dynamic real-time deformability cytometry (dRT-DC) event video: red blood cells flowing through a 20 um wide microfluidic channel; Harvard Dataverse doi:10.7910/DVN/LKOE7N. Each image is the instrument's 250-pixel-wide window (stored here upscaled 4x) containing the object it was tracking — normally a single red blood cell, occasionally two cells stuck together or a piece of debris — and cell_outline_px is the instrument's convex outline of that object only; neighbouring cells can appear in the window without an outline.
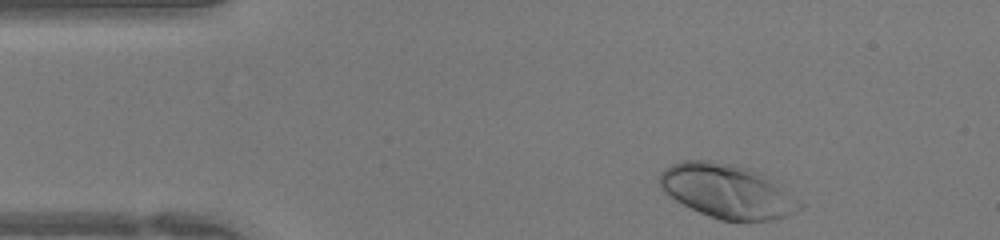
{"species": "human", "species_latin": "Homo sapiens", "temperature_condition": "warm", "stored_images_in_passage": 31, "camera_frame_rate_fps": 3000, "um_per_image_px": 0.085, "donor": {"sex": "female"}, "frame": {"image": 1, "passage_image": 1, "time_ms": 0.0, "image_size_px": [1000, 240], "cell_outline_px": [[804, 208], [796, 212], [772, 220], [720, 220], [708, 216], [676, 200], [664, 192], [660, 188], [660, 172], [672, 164], [680, 160], [712, 160], [732, 164], [748, 168], [760, 172], [800, 200], [804, 204]], "centroid_in_image_um": [61.82, 16.24], "position_along_channel_um": 23.2, "area_um2": 43.87}}
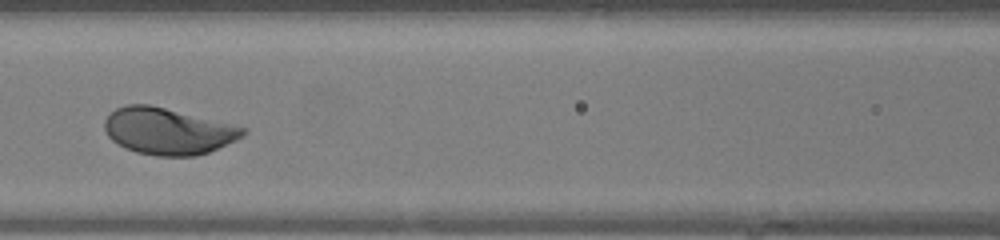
{"frame": {"image": 2, "passage_image": 14, "time_ms": 4.333, "image_size_px": [1000, 240], "cell_outline_px": [[248, 132], [244, 136], [236, 140], [208, 152], [196, 156], [156, 156], [136, 152], [124, 148], [112, 140], [108, 136], [104, 128], [104, 120], [116, 108], [128, 104], [148, 104], [232, 124], [248, 128]], "centroid_in_image_um": [14.28, 11.16], "position_along_channel_um": 152.3, "area_um2": 37.51}}
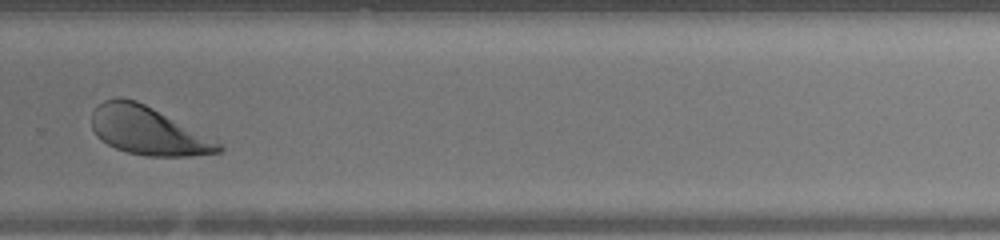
{"frame": {"image": 3, "passage_image": 25, "time_ms": 8.0, "image_size_px": [1000, 240], "cell_outline_px": [[224, 148], [220, 152], [188, 156], [148, 156], [128, 152], [116, 148], [108, 144], [96, 136], [92, 128], [92, 112], [104, 100], [136, 100], [224, 144]], "centroid_in_image_um": [12.6, 11.15], "position_along_channel_um": 317.2, "area_um2": 34.8}}